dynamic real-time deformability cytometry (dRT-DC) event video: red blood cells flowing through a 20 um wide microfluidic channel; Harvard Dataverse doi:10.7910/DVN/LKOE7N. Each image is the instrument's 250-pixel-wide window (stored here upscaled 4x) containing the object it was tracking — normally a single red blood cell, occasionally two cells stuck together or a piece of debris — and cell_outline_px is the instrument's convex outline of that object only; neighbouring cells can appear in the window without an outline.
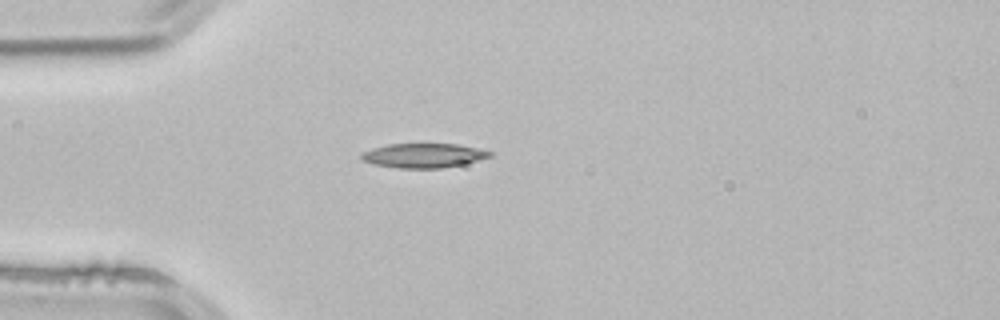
{"species": "common noctule bat (a hibernating species)", "species_latin": "Nyctalus noctula", "temperature_condition": "room temperature", "stored_images_in_passage": 2, "camera_frame_rate_fps": 3000, "um_per_image_px": 0.085, "animal": {"sex": "male", "body_mass_g": 21.5, "forearm_length_mm": 52.0}, "frame": {"image": 1, "passage_image": 2, "time_ms": 0.333, "image_size_px": [1000, 320], "cell_outline_px": [[492, 156], [464, 164], [444, 168], [396, 168], [372, 164], [360, 160], [360, 152], [372, 148], [388, 144], [456, 144], [476, 148], [492, 152]], "centroid_in_image_um": [35.93, 13.23], "position_along_channel_um": 49.1, "area_um2": 18.38}}